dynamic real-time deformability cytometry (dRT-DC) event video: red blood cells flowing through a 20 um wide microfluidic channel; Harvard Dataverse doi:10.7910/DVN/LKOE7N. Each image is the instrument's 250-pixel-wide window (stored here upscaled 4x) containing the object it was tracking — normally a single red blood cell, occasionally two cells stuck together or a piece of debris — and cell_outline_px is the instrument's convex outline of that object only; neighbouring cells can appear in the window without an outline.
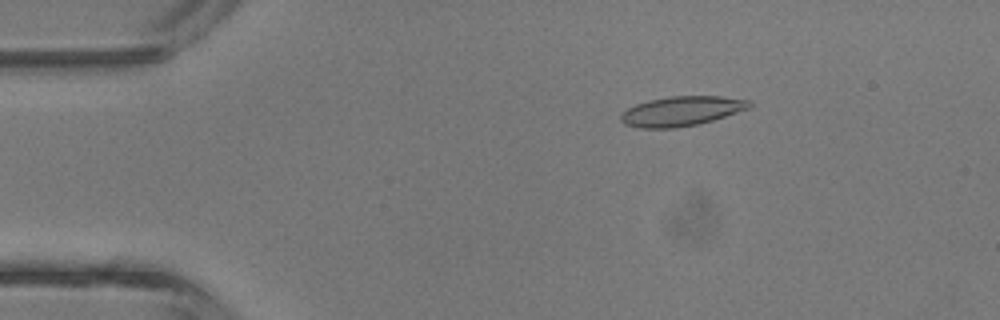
{"species": "common noctule bat (a hibernating species)", "species_latin": "Nyctalus noctula", "temperature_condition": "room temperature", "stored_images_in_passage": 37, "camera_frame_rate_fps": 3000, "um_per_image_px": 0.085, "animal": {"sex": "male", "body_mass_g": 13.3}, "frame": {"image": 1, "passage_image": 1, "time_ms": 0.0, "image_size_px": [1000, 320], "cell_outline_px": [[752, 104], [748, 108], [712, 120], [696, 124], [676, 128], [640, 128], [624, 124], [620, 120], [620, 116], [628, 108], [636, 104], [648, 100], [668, 96], [720, 96], [752, 100]], "centroid_in_image_um": [57.91, 9.44], "position_along_channel_um": 27.1, "area_um2": 22.08}}
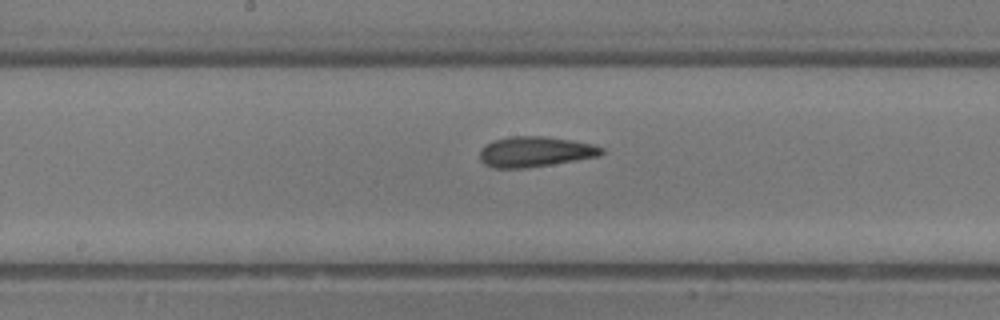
{"frame": {"image": 2, "passage_image": 16, "time_ms": 5.0, "image_size_px": [1000, 320], "cell_outline_px": [[604, 152], [600, 156], [524, 168], [492, 168], [484, 164], [480, 160], [480, 148], [492, 140], [512, 136], [544, 136], [572, 140], [592, 144], [604, 148]], "centroid_in_image_um": [45.46, 12.89], "position_along_channel_um": 202.7, "area_um2": 21.56}}
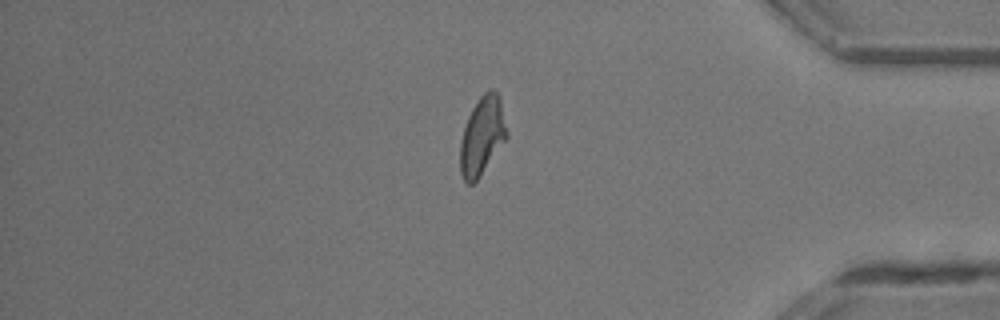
{"frame": {"image": 3, "passage_image": 30, "time_ms": 9.667, "image_size_px": [1000, 320], "cell_outline_px": [[508, 136], [476, 180], [472, 184], [468, 184], [464, 180], [460, 172], [460, 140], [468, 116], [472, 108], [480, 96], [484, 92], [492, 88], [496, 92], [500, 100], [508, 132]], "centroid_in_image_um": [40.97, 11.53], "position_along_channel_um": 394.2, "area_um2": 20.92}, "authors_computed_cell_mechanics": {"area_um2": 21.386, "velocity_mm_per_s": 4.7651, "shape_relaxation_time_tau1_ms": null, "shape_relaxation_time_tau2_ms": 2.2328, "deformation_change_tau1": null, "deformation_change_tau2": 0.1029}}